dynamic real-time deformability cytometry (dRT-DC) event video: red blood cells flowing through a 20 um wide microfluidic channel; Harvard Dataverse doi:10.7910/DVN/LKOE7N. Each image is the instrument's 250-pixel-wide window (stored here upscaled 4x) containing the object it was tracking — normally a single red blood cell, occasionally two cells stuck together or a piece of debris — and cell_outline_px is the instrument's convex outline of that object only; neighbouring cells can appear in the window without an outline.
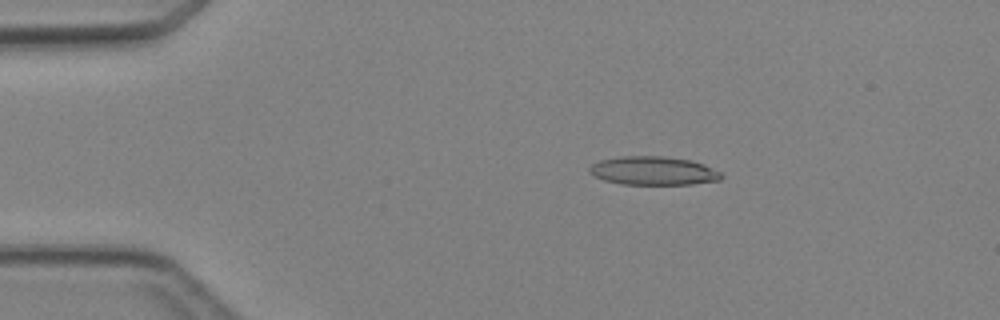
{"species": "Egyptian fruit bat (a non-hibernating species)", "species_latin": "Rousettus aegyptiacus", "temperature_condition": "cold", "stored_images_in_passage": 5, "camera_frame_rate_fps": 3000, "um_per_image_px": 0.085, "animal": {"sex": "female"}, "frame": {"image": 1, "passage_image": 3, "time_ms": 2.0, "image_size_px": [1000, 320], "cell_outline_px": [[724, 176], [720, 180], [692, 184], [620, 184], [604, 180], [588, 172], [588, 168], [592, 164], [600, 160], [624, 156], [664, 156], [692, 160], [704, 164], [720, 172]], "centroid_in_image_um": [55.54, 14.51], "position_along_channel_um": 29.5, "area_um2": 21.96}}
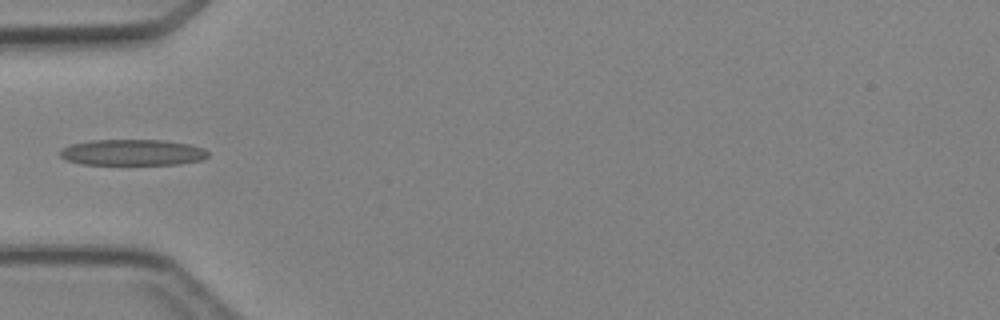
{"frame": {"image": 2, "passage_image": 5, "time_ms": 4.333, "image_size_px": [1000, 320], "cell_outline_px": [[208, 156], [204, 160], [180, 164], [80, 164], [68, 160], [60, 156], [60, 148], [72, 144], [92, 140], [160, 140], [188, 144], [204, 148], [208, 152]], "centroid_in_image_um": [11.28, 12.96], "position_along_channel_um": 73.7, "area_um2": 22.43}}